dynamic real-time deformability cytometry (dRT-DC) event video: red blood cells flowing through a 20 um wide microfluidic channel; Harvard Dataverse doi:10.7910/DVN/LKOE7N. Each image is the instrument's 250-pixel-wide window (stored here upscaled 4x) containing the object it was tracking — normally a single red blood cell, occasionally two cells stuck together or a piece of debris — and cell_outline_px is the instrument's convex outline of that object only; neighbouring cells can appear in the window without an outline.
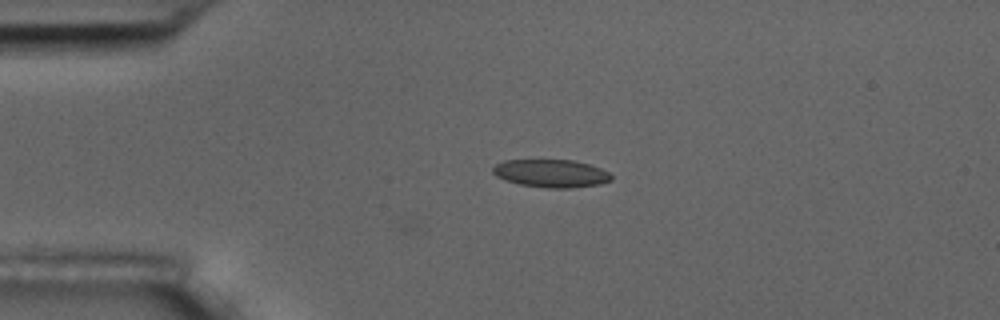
{"species": "common noctule bat (a hibernating species)", "species_latin": "Nyctalus noctula", "temperature_condition": "room temperature", "stored_images_in_passage": 2, "camera_frame_rate_fps": 3000, "um_per_image_px": 0.085, "animal": {"sex": "male", "body_mass_g": 17.5, "forearm_length_mm": 52.3}, "frame": {"image": 1, "passage_image": 2, "time_ms": 1.333, "image_size_px": [1000, 320], "cell_outline_px": [[612, 180], [600, 184], [572, 188], [548, 188], [520, 184], [496, 176], [492, 172], [492, 168], [496, 164], [504, 160], [572, 160], [588, 164], [600, 168], [608, 172], [612, 176]], "centroid_in_image_um": [46.86, 14.74], "position_along_channel_um": 38.1, "area_um2": 19.13}}